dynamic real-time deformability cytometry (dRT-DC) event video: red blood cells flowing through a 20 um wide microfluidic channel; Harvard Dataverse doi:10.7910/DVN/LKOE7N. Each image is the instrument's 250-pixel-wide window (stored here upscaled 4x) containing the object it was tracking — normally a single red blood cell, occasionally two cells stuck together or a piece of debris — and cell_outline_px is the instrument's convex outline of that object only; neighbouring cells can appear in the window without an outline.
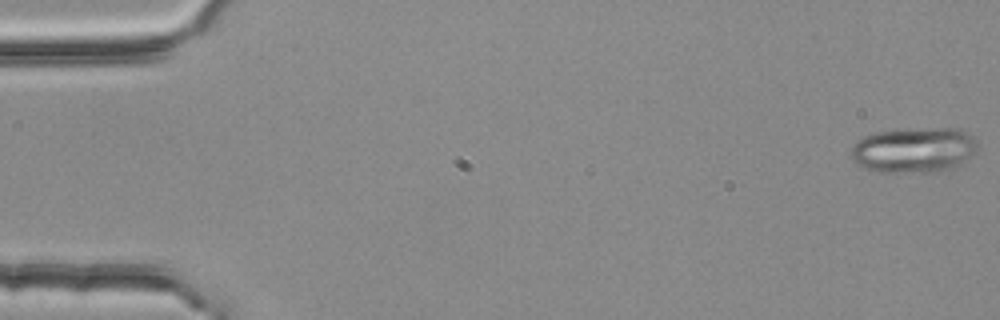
{"species": "common noctule bat (a hibernating species)", "species_latin": "Nyctalus noctula", "temperature_condition": "room temperature", "stored_images_in_passage": 4, "camera_frame_rate_fps": 3000, "um_per_image_px": 0.085, "animal": {"sex": "female", "body_mass_g": 25.1}, "frame": {"image": 1, "passage_image": 1, "time_ms": 0.0, "image_size_px": [1000, 320], "cell_outline_px": [[980, 148], [968, 160], [952, 168], [936, 172], [880, 172], [856, 164], [852, 160], [848, 152], [864, 136], [876, 132], [936, 128], [960, 128], [968, 132], [976, 140]], "centroid_in_image_um": [77.74, 12.76], "position_along_channel_um": 7.3, "area_um2": 33.52}}